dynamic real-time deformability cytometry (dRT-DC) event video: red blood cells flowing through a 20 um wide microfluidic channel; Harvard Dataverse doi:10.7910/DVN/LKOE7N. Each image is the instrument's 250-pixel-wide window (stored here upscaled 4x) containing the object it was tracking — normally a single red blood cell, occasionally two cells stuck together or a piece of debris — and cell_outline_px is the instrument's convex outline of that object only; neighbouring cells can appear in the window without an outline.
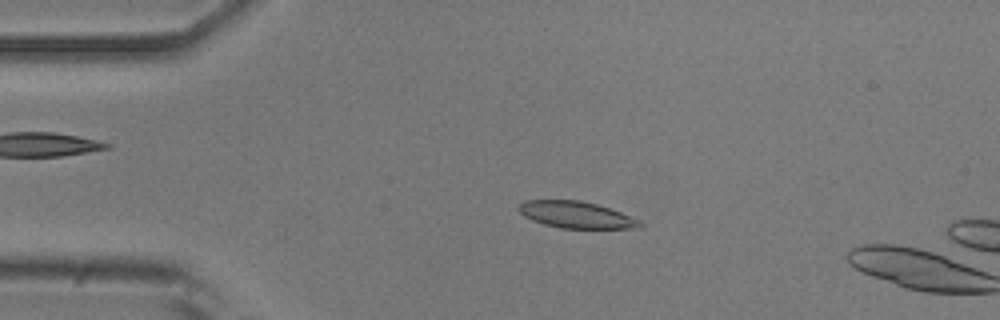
{"species": "common noctule bat (a hibernating species)", "species_latin": "Nyctalus noctula", "temperature_condition": "room temperature", "stored_images_in_passage": 11, "camera_frame_rate_fps": 3000, "um_per_image_px": 0.085, "animal": {"sex": "male", "body_mass_g": 20.5, "forearm_length_mm": 52.5}, "frame": {"image": 1, "passage_image": 7, "time_ms": 2.0, "image_size_px": [1000, 320], "cell_outline_px": [[644, 224], [640, 228], [560, 228], [544, 224], [532, 220], [524, 216], [516, 208], [524, 200], [580, 200], [596, 204], [620, 212]], "centroid_in_image_um": [48.91, 18.25], "position_along_channel_um": 36.1, "area_um2": 18.61}}